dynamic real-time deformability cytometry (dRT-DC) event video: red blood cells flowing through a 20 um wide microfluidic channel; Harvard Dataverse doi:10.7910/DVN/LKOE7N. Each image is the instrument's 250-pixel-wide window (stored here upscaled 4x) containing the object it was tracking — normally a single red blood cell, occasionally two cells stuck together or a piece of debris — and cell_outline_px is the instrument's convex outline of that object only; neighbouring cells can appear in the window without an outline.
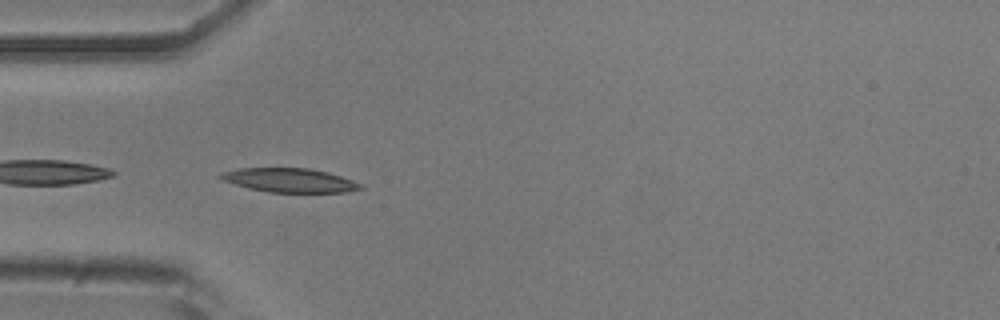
{"species": "common noctule bat (a hibernating species)", "species_latin": "Nyctalus noctula", "temperature_condition": "room temperature", "stored_images_in_passage": 21, "camera_frame_rate_fps": 3000, "um_per_image_px": 0.085, "animal": {"sex": "male", "body_mass_g": 20.5, "forearm_length_mm": 52.5}, "frame": {"image": 1, "passage_image": 1, "time_ms": 0.0, "image_size_px": [1000, 320], "cell_outline_px": [[364, 188], [348, 192], [268, 192], [248, 188], [224, 180], [216, 176], [220, 172], [240, 168], [308, 168], [328, 172], [364, 184]], "centroid_in_image_um": [24.63, 15.32], "position_along_channel_um": 60.4, "area_um2": 19.59}}
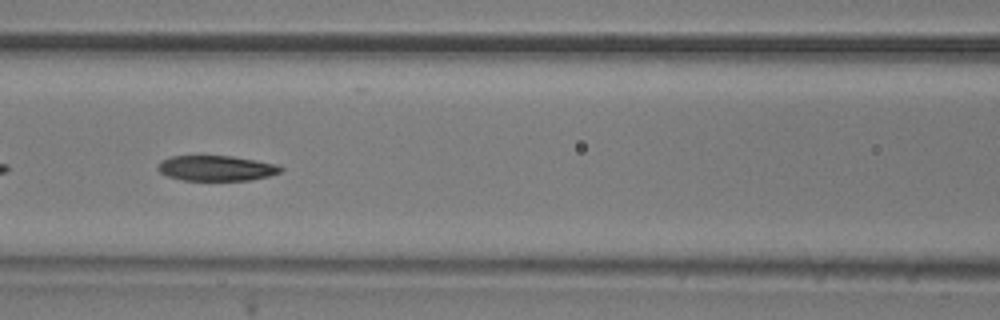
{"frame": {"image": 2, "passage_image": 8, "time_ms": 2.333, "image_size_px": [1000, 320], "cell_outline_px": [[284, 168], [280, 172], [268, 176], [252, 180], [184, 180], [168, 176], [160, 172], [156, 168], [160, 160], [172, 156], [232, 156], [256, 160], [276, 164]], "centroid_in_image_um": [18.37, 14.29], "position_along_channel_um": 148.2, "area_um2": 18.09}}
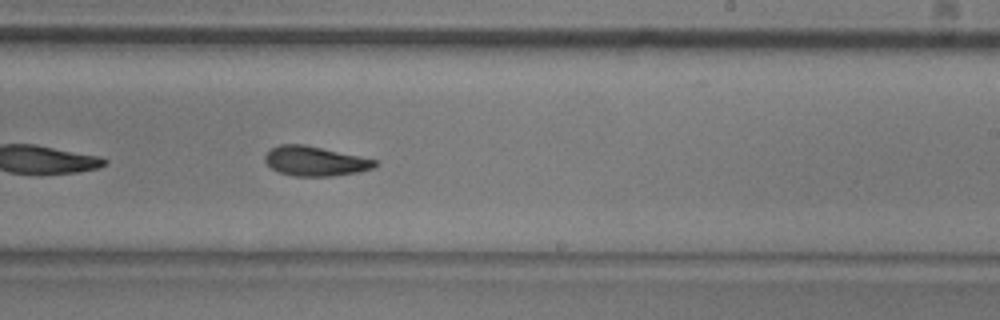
{"frame": {"image": 3, "passage_image": 17, "time_ms": 5.333, "image_size_px": [1000, 320], "cell_outline_px": [[380, 164], [372, 168], [360, 172], [332, 176], [292, 176], [280, 172], [272, 168], [264, 160], [264, 156], [272, 148], [280, 144], [304, 144], [376, 160]], "centroid_in_image_um": [26.79, 13.7], "position_along_channel_um": 262.2, "area_um2": 18.84}}